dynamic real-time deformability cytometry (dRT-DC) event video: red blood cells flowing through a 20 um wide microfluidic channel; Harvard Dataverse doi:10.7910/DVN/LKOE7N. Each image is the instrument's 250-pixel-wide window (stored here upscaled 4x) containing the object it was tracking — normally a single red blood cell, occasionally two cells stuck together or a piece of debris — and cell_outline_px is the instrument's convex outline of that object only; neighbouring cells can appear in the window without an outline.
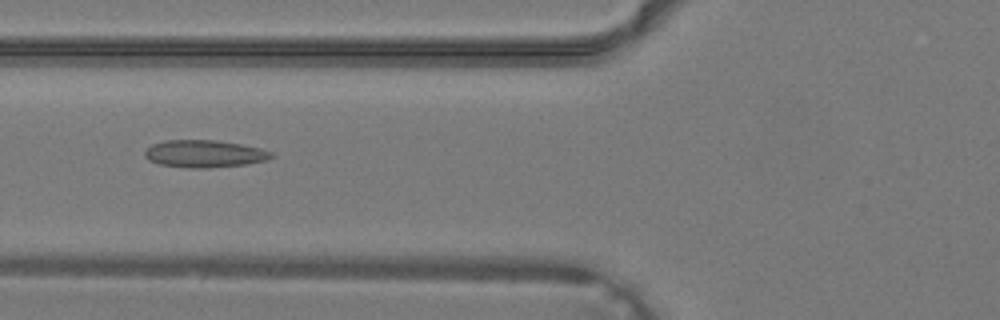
{"species": "common noctule bat (a hibernating species)", "species_latin": "Nyctalus noctula", "temperature_condition": "warm", "stored_images_in_passage": 38, "camera_frame_rate_fps": 3000, "um_per_image_px": 0.085, "animal": {"sex": "male", "body_mass_g": 19.2, "forearm_length_mm": 51.8}, "frame": {"image": 1, "passage_image": 14, "time_ms": 4.333, "image_size_px": [1000, 320], "cell_outline_px": [[276, 156], [268, 160], [244, 164], [208, 168], [188, 168], [160, 164], [148, 160], [144, 156], [144, 152], [152, 144], [164, 140], [216, 140], [240, 144], [260, 148], [272, 152]], "centroid_in_image_um": [17.38, 13.07], "position_along_channel_um": 108.4, "area_um2": 20.23}}
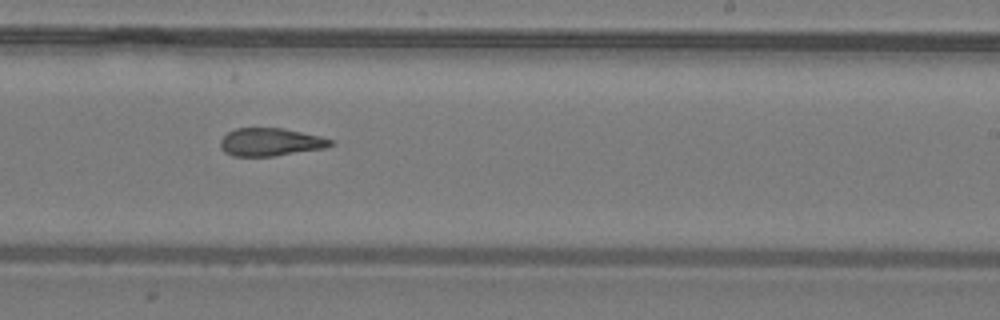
{"frame": {"image": 2, "passage_image": 23, "time_ms": 7.333, "image_size_px": [1000, 320], "cell_outline_px": [[336, 144], [324, 148], [272, 156], [232, 156], [224, 152], [220, 148], [220, 140], [228, 132], [236, 128], [280, 128], [320, 136], [336, 140]], "centroid_in_image_um": [23.0, 12.08], "position_along_channel_um": 266.0, "area_um2": 17.92}}
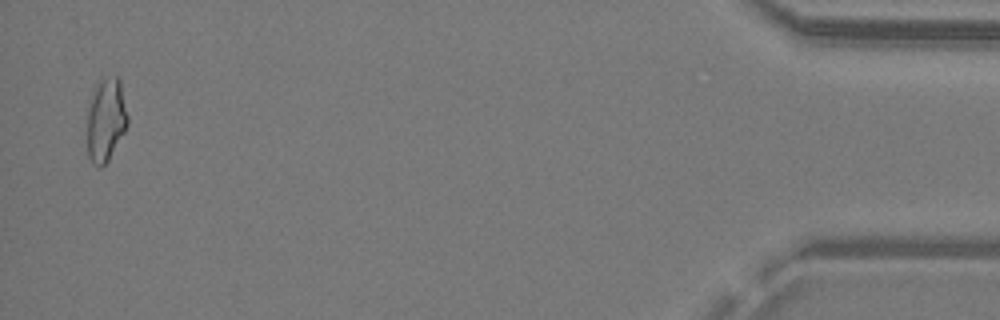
{"frame": {"image": 3, "passage_image": 37, "time_ms": 12.0, "image_size_px": [1000, 320], "cell_outline_px": [[128, 124], [124, 132], [108, 160], [100, 168], [96, 168], [92, 164], [88, 156], [88, 108], [92, 96], [100, 80], [116, 76], [120, 80], [128, 116]], "centroid_in_image_um": [9.01, 10.23], "position_along_channel_um": 426.2, "area_um2": 19.36}}